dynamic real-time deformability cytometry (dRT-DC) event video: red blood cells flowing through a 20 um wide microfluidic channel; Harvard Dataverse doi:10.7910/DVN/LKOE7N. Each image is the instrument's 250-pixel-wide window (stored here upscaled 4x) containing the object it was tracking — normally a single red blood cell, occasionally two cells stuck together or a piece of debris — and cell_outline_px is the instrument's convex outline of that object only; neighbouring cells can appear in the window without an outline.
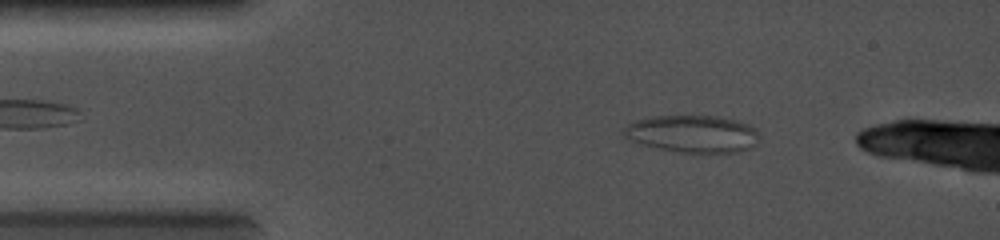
{"species": "common noctule bat (a hibernating species)", "species_latin": "Nyctalus noctula", "temperature_condition": "cold", "stored_images_in_passage": 17, "camera_frame_rate_fps": 5000, "um_per_image_px": 0.085, "animal": {"sex": "female", "body_mass_g": 19.0, "forearm_length_mm": 56.7}, "frame": {"image": 1, "passage_image": 4, "time_ms": 1.4, "image_size_px": [1000, 240], "cell_outline_px": [[760, 140], [752, 148], [740, 152], [680, 152], [640, 144], [628, 140], [624, 136], [624, 128], [628, 124], [636, 120], [652, 116], [716, 116], [740, 120], [756, 128], [760, 132]], "centroid_in_image_um": [58.94, 11.37], "position_along_channel_um": 26.1, "area_um2": 29.77}}
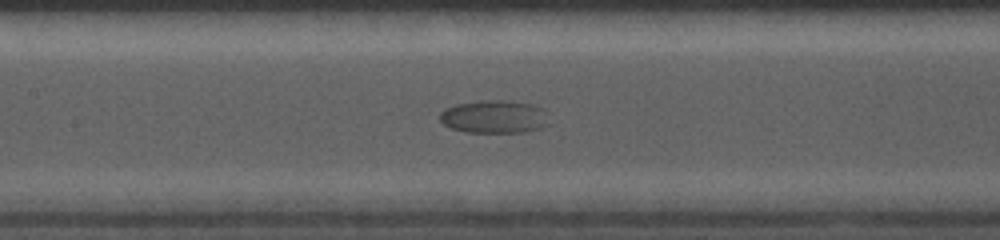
{"frame": {"image": 2, "passage_image": 13, "time_ms": 6.0, "image_size_px": [1000, 240], "cell_outline_px": [[548, 124], [540, 128], [524, 132], [468, 132], [452, 128], [444, 124], [440, 120], [440, 112], [444, 108], [456, 104], [480, 100], [508, 100], [532, 104], [544, 108]], "centroid_in_image_um": [42.0, 9.91], "position_along_channel_um": 165.4, "area_um2": 21.04}}
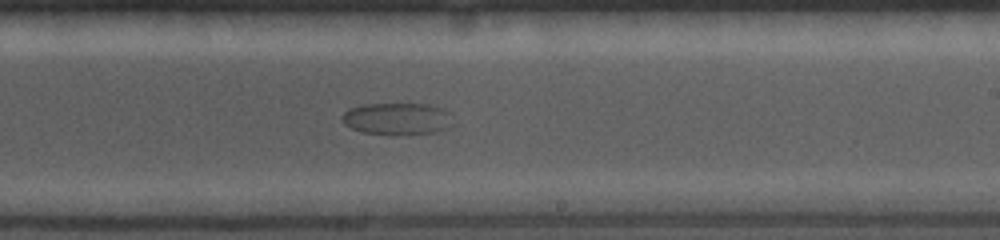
{"frame": {"image": 3, "passage_image": 16, "time_ms": 8.2, "image_size_px": [1000, 240], "cell_outline_px": [[456, 124], [448, 128], [436, 132], [408, 136], [400, 136], [364, 132], [352, 128], [344, 124], [340, 116], [348, 108], [364, 104], [428, 104], [444, 108], [448, 112]], "centroid_in_image_um": [33.81, 10.11], "position_along_channel_um": 255.2, "area_um2": 21.33}}